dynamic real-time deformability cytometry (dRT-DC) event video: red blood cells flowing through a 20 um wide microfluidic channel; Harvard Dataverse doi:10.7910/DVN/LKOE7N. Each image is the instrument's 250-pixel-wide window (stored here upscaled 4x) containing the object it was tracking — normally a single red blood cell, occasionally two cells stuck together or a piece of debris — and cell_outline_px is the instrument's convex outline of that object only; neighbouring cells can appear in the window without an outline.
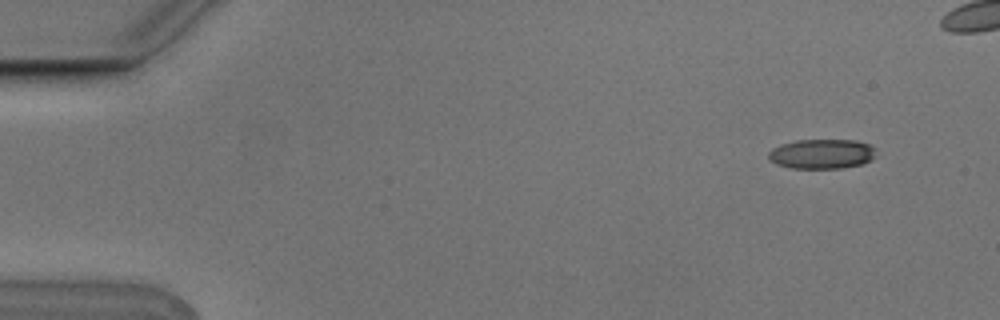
{"species": "Egyptian fruit bat (a non-hibernating species)", "species_latin": "Rousettus aegyptiacus", "temperature_condition": "cold", "stored_images_in_passage": 4, "camera_frame_rate_fps": 3000, "um_per_image_px": 0.085, "animal": {"sex": "male"}, "frame": {"image": 1, "passage_image": 1, "time_ms": 0.0, "image_size_px": [1000, 320], "cell_outline_px": [[872, 160], [864, 164], [840, 168], [792, 168], [776, 164], [768, 156], [768, 152], [772, 148], [796, 140], [856, 140], [868, 144], [872, 148]], "centroid_in_image_um": [69.83, 13.09], "position_along_channel_um": 15.2, "area_um2": 18.32}}